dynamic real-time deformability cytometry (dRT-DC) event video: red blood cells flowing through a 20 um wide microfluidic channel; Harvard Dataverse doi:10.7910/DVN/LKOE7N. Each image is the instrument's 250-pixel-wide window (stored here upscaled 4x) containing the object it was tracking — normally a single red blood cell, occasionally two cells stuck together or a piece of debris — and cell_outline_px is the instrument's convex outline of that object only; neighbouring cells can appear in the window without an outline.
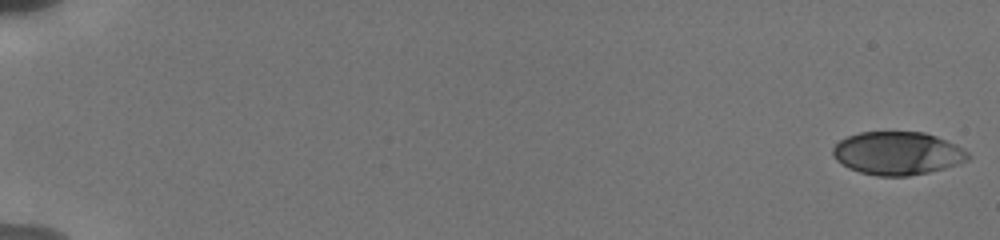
{"species": "human", "species_latin": "Homo sapiens", "temperature_condition": "cold", "stored_images_in_passage": 35, "camera_frame_rate_fps": 3000, "um_per_image_px": 0.085, "donor": {"sex": "male"}, "frame": {"image": 1, "passage_image": 1, "time_ms": 0.0, "image_size_px": [1000, 240], "cell_outline_px": [[972, 156], [968, 160], [960, 164], [928, 172], [908, 176], [876, 176], [860, 172], [848, 168], [836, 160], [832, 156], [832, 148], [840, 140], [848, 136], [860, 132], [924, 132], [936, 136], [956, 144], [968, 152]], "centroid_in_image_um": [76.29, 13.03], "position_along_channel_um": 8.7, "area_um2": 34.16}}
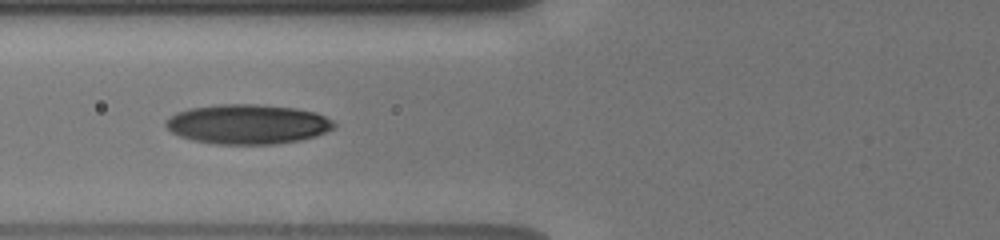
{"frame": {"image": 2, "passage_image": 25, "time_ms": 7.667, "image_size_px": [1000, 240], "cell_outline_px": [[336, 128], [316, 136], [300, 140], [276, 144], [216, 144], [192, 140], [180, 136], [172, 132], [164, 124], [164, 120], [176, 112], [188, 108], [216, 104], [256, 104], [296, 108], [316, 112], [332, 120], [336, 124]], "centroid_in_image_um": [21.05, 10.55], "position_along_channel_um": 104.8, "area_um2": 39.25}}
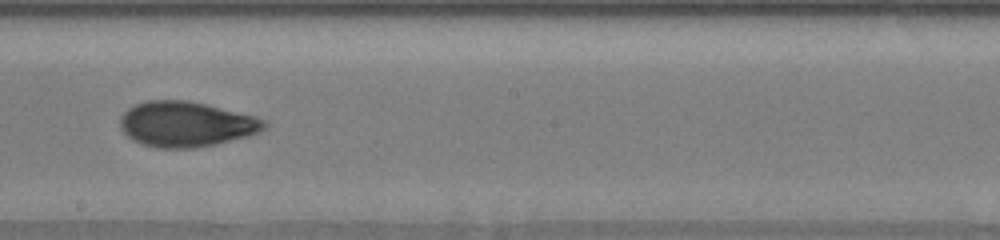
{"frame": {"image": 3, "passage_image": 34, "time_ms": 11.0, "image_size_px": [1000, 240], "cell_outline_px": [[268, 124], [260, 132], [248, 136], [216, 144], [192, 148], [160, 148], [144, 144], [132, 140], [120, 128], [120, 116], [128, 108], [144, 100], [188, 100], [208, 104], [268, 120]], "centroid_in_image_um": [15.82, 10.54], "position_along_channel_um": 232.4, "area_um2": 38.15}}